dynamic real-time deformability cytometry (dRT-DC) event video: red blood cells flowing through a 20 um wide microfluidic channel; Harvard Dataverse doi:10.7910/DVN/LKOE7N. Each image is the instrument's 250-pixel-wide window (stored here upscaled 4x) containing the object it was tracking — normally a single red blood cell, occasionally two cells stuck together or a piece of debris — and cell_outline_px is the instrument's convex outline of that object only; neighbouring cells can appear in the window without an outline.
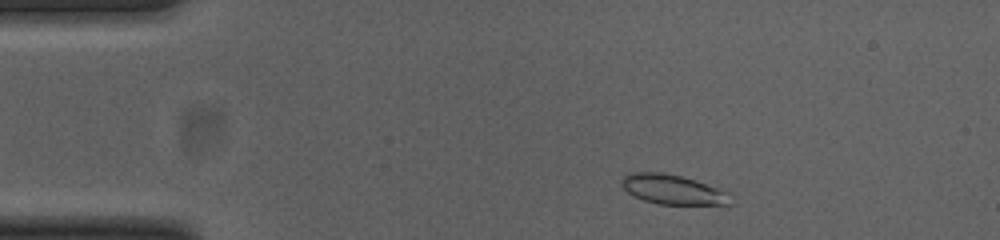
{"species": "common noctule bat (a hibernating species)", "species_latin": "Nyctalus noctula", "temperature_condition": "cold", "stored_images_in_passage": 47, "camera_frame_rate_fps": 3000, "um_per_image_px": 0.085, "animal": {"sex": "female", "body_mass_g": 23.0, "forearm_length_mm": 53.4}, "frame": {"image": 1, "passage_image": 3, "time_ms": 0.667, "image_size_px": [1000, 240], "cell_outline_px": [[732, 204], [660, 204], [644, 200], [628, 192], [620, 184], [620, 180], [624, 176], [632, 172], [660, 172], [680, 176], [728, 192]], "centroid_in_image_um": [57.13, 16.1], "position_along_channel_um": 27.9, "area_um2": 18.32}}
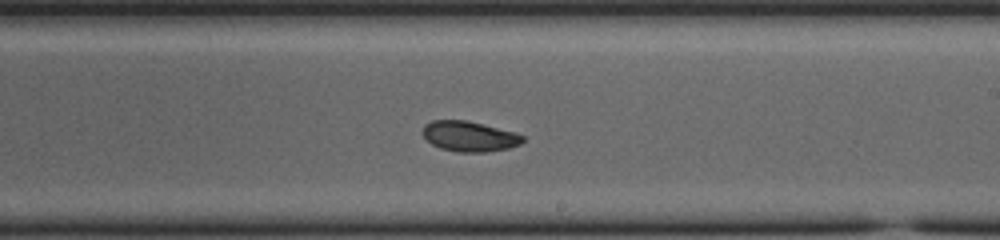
{"frame": {"image": 2, "passage_image": 25, "time_ms": 8.0, "image_size_px": [1000, 240], "cell_outline_px": [[524, 140], [520, 144], [508, 148], [488, 152], [456, 152], [440, 148], [432, 144], [420, 132], [424, 124], [432, 120], [464, 120], [516, 132], [524, 136]], "centroid_in_image_um": [39.87, 11.59], "position_along_channel_um": 249.1, "area_um2": 17.74}}
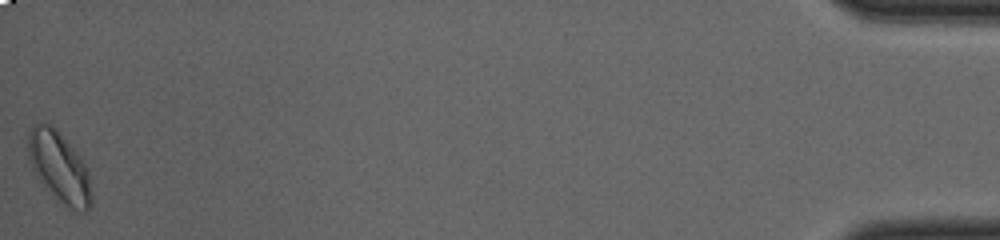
{"frame": {"image": 3, "passage_image": 47, "time_ms": 15.333, "image_size_px": [1000, 240], "cell_outline_px": [[92, 204], [88, 212], [80, 212], [64, 204], [44, 188], [36, 176], [32, 168], [28, 156], [28, 132], [36, 124], [52, 124], [56, 128], [72, 148], [84, 164], [88, 172], [92, 192]], "centroid_in_image_um": [5.04, 14.24], "position_along_channel_um": 430.2, "area_um2": 25.84}, "authors_computed_cell_mechanics": {"area_um2": 18.3226, "velocity_mm_per_s": 3.8243, "shape_relaxation_time_tau1_ms": 2.3202, "shape_relaxation_time_tau2_ms": 0.9676, "deformation_change_tau1": 0.0987, "deformation_change_tau2": 0.0502}}